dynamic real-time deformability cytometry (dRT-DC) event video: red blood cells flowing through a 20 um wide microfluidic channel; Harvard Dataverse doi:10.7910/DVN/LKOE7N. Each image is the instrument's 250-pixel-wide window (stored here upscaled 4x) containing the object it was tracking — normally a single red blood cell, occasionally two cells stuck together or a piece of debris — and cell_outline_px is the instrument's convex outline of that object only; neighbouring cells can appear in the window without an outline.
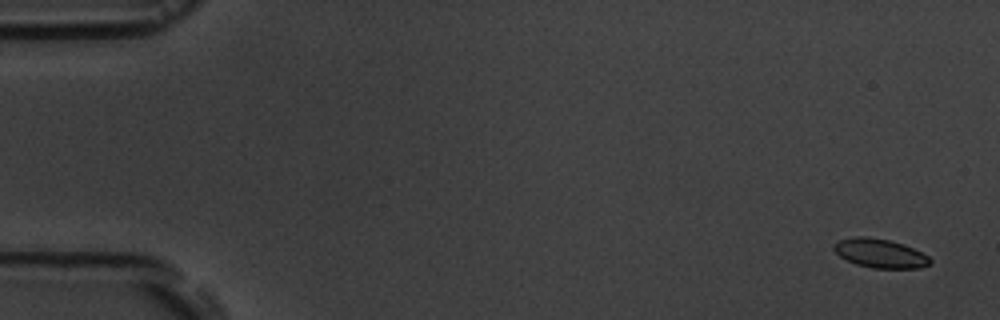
{"species": "common noctule bat (a hibernating species)", "species_latin": "Nyctalus noctula", "temperature_condition": "room temperature", "stored_images_in_passage": 9, "camera_frame_rate_fps": 3000, "um_per_image_px": 0.085, "animal": {"sex": "male", "body_mass_g": 19.5, "forearm_length_mm": 54.6}, "frame": {"image": 1, "passage_image": 1, "time_ms": 0.0, "image_size_px": [1000, 320], "cell_outline_px": [[932, 260], [928, 264], [920, 268], [872, 268], [856, 264], [840, 256], [832, 248], [840, 240], [856, 236], [864, 236], [888, 240], [904, 244], [928, 256]], "centroid_in_image_um": [74.81, 21.53], "position_along_channel_um": 10.2, "area_um2": 15.95}}
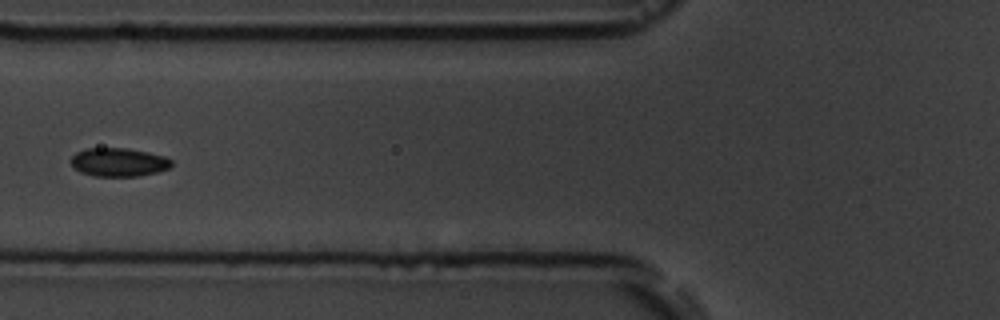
{"frame": {"image": 2, "passage_image": 6, "time_ms": 6.667, "image_size_px": [1000, 320], "cell_outline_px": [[172, 164], [168, 168], [156, 172], [136, 176], [92, 176], [80, 172], [72, 164], [72, 156], [76, 152], [84, 148], [124, 148], [148, 152], [164, 156], [172, 160]], "centroid_in_image_um": [10.07, 13.78], "position_along_channel_um": 115.7, "area_um2": 16.59}}
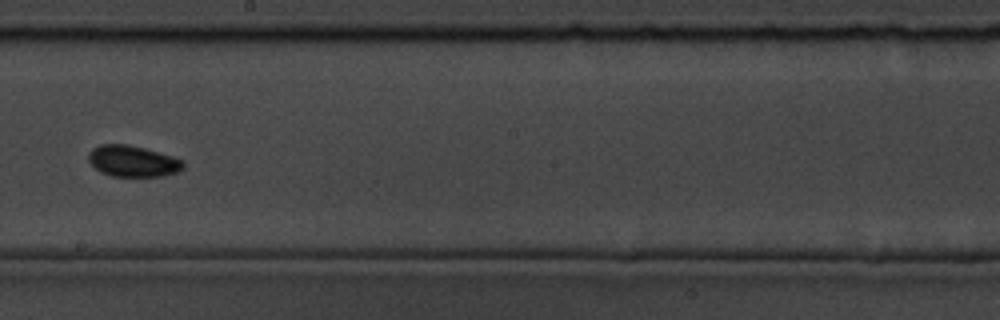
{"frame": {"image": 3, "passage_image": 9, "time_ms": 10.0, "image_size_px": [1000, 320], "cell_outline_px": [[184, 168], [180, 172], [160, 176], [112, 176], [100, 172], [88, 160], [88, 152], [92, 148], [100, 144], [128, 144], [144, 148], [172, 156], [184, 160]], "centroid_in_image_um": [11.29, 13.69], "position_along_channel_um": 236.9, "area_um2": 17.34}}